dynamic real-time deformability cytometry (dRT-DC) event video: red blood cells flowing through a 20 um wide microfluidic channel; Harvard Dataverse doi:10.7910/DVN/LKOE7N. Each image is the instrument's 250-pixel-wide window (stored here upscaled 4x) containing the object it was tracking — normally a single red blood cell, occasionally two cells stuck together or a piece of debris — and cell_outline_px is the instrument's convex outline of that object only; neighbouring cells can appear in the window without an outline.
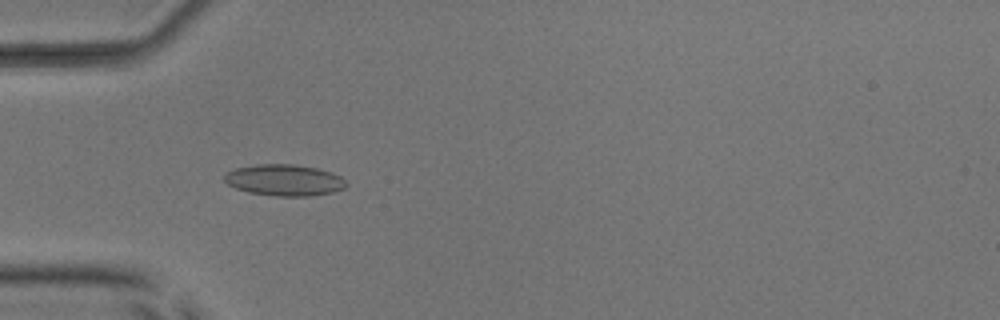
{"species": "common noctule bat (a hibernating species)", "species_latin": "Nyctalus noctula", "temperature_condition": "room temperature", "stored_images_in_passage": 52, "camera_frame_rate_fps": 3000, "um_per_image_px": 0.085, "animal": {"sex": "male", "body_mass_g": 17.9, "forearm_length_mm": 54.2}, "frame": {"image": 1, "passage_image": 17, "time_ms": 5.333, "image_size_px": [1000, 320], "cell_outline_px": [[348, 184], [344, 188], [332, 192], [312, 196], [276, 196], [248, 192], [236, 188], [228, 184], [224, 180], [224, 176], [228, 172], [236, 168], [256, 164], [292, 164], [316, 168], [340, 176]], "centroid_in_image_um": [24.16, 15.31], "position_along_channel_um": 60.8, "area_um2": 22.08}}
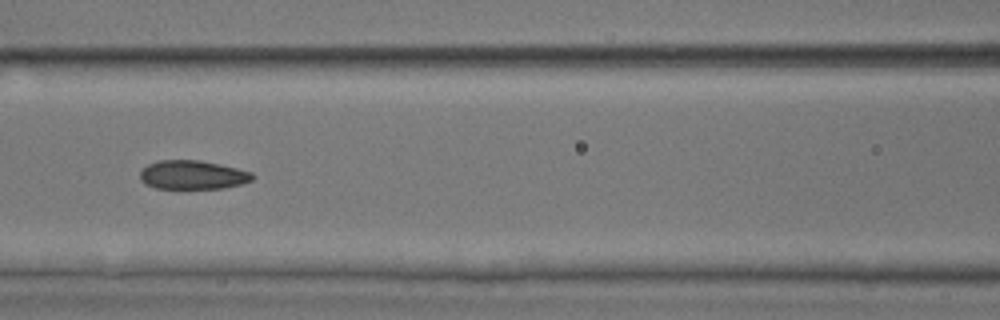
{"frame": {"image": 2, "passage_image": 24, "time_ms": 7.667, "image_size_px": [1000, 320], "cell_outline_px": [[256, 176], [252, 180], [240, 184], [224, 188], [156, 188], [144, 184], [140, 180], [140, 172], [148, 164], [160, 160], [200, 160], [220, 164], [252, 172]], "centroid_in_image_um": [16.38, 14.86], "position_along_channel_um": 150.2, "area_um2": 18.9}}
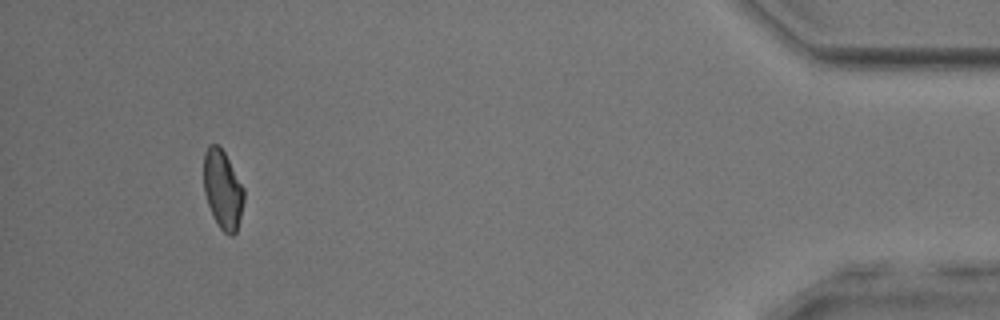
{"frame": {"image": 3, "passage_image": 49, "time_ms": 16.0, "image_size_px": [1000, 320], "cell_outline_px": [[244, 200], [236, 232], [232, 236], [228, 236], [220, 228], [208, 204], [204, 192], [204, 152], [208, 144], [220, 144], [244, 188]], "centroid_in_image_um": [18.93, 16.07], "position_along_channel_um": 416.3, "area_um2": 18.38}, "authors_computed_cell_mechanics": {"area_um2": 19.7387, "velocity_mm_per_s": 3.9912, "shape_relaxation_time_tau1_ms": 5.148, "shape_relaxation_time_tau2_ms": 2.1384, "deformation_change_tau1": 0.1288, "deformation_change_tau2": 0.0678}}